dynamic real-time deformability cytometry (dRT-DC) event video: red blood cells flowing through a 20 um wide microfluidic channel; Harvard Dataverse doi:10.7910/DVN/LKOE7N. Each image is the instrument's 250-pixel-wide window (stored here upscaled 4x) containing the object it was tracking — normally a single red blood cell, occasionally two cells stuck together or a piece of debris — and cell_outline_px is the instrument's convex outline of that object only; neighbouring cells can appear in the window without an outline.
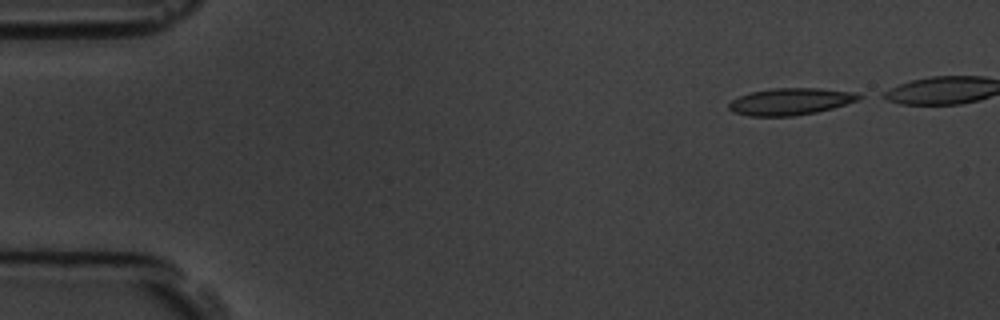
{"species": "common noctule bat (a hibernating species)", "species_latin": "Nyctalus noctula", "temperature_condition": "room temperature", "stored_images_in_passage": 5, "camera_frame_rate_fps": 3000, "um_per_image_px": 0.085, "animal": {"sex": "male", "body_mass_g": 19.5, "forearm_length_mm": 54.6}, "frame": {"image": 1, "passage_image": 1, "time_ms": 0.0, "image_size_px": [1000, 320], "cell_outline_px": [[864, 96], [860, 100], [832, 108], [816, 112], [792, 116], [748, 116], [732, 112], [728, 108], [728, 104], [732, 100], [740, 96], [752, 92], [772, 88], [820, 88], [856, 92]], "centroid_in_image_um": [67.21, 8.63], "position_along_channel_um": 17.8, "area_um2": 20.46}}